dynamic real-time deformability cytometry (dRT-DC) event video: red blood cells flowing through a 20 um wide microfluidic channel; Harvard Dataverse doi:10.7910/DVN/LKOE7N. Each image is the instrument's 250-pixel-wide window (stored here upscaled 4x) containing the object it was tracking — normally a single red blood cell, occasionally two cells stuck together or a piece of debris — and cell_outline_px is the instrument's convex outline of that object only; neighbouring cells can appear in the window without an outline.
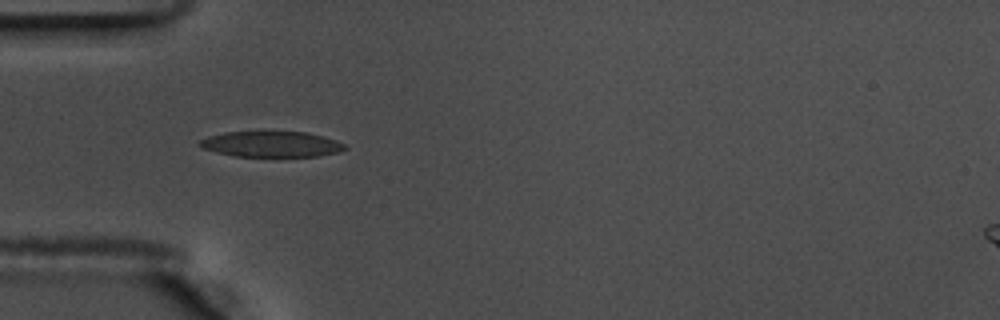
{"species": "common noctule bat (a hibernating species)", "species_latin": "Nyctalus noctula", "temperature_condition": "warm", "stored_images_in_passage": 24, "camera_frame_rate_fps": 3000, "um_per_image_px": 0.085, "animal": {"sex": "male", "body_mass_g": 17.5, "forearm_length_mm": 52.3}, "frame": {"image": 1, "passage_image": 4, "time_ms": 1.0, "image_size_px": [1000, 320], "cell_outline_px": [[348, 148], [336, 152], [316, 156], [236, 156], [216, 152], [204, 148], [196, 144], [200, 140], [208, 136], [224, 132], [308, 132], [324, 136], [336, 140], [344, 144]], "centroid_in_image_um": [23.05, 12.24], "position_along_channel_um": 61.9, "area_um2": 21.56}}